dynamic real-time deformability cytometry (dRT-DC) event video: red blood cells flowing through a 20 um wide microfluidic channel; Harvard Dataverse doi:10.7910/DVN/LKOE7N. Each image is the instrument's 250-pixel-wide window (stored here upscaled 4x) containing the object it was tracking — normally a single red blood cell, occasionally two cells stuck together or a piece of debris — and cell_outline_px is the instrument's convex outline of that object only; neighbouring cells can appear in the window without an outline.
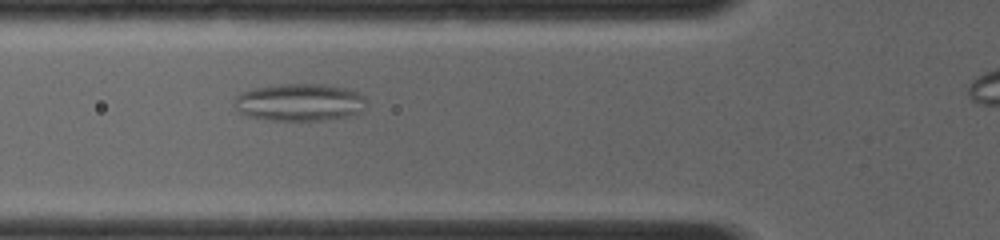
{"species": "common noctule bat (a hibernating species)", "species_latin": "Nyctalus noctula", "temperature_condition": "room temperature", "stored_images_in_passage": 25, "camera_frame_rate_fps": 4000, "um_per_image_px": 0.085, "animal": {"sex": "female", "body_mass_g": 19.0, "forearm_length_mm": 56.7}, "frame": {"image": 1, "passage_image": 4, "time_ms": 1.25, "image_size_px": [1000, 240], "cell_outline_px": [[364, 100], [360, 112], [348, 116], [320, 120], [272, 120], [248, 116], [240, 112], [232, 104], [232, 100], [240, 92], [256, 88], [280, 84], [320, 84], [348, 88], [364, 96]], "centroid_in_image_um": [25.4, 8.69], "position_along_channel_um": 100.4, "area_um2": 28.55}}
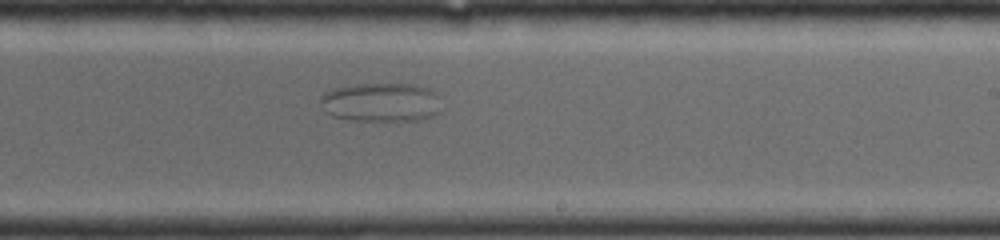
{"frame": {"image": 2, "passage_image": 13, "time_ms": 5.0, "image_size_px": [1000, 240], "cell_outline_px": [[440, 112], [432, 116], [420, 120], [352, 120], [332, 116], [328, 112], [320, 100], [320, 96], [324, 92], [336, 88], [356, 84], [416, 84], [428, 88], [436, 92]], "centroid_in_image_um": [32.41, 8.68], "position_along_channel_um": 256.6, "area_um2": 27.28}}
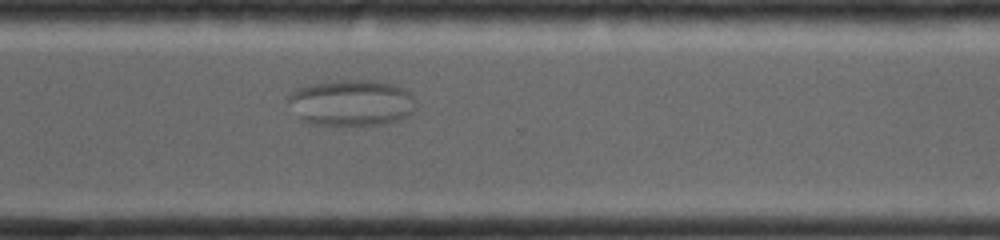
{"frame": {"image": 3, "passage_image": 18, "time_ms": 7.0, "image_size_px": [1000, 240], "cell_outline_px": [[412, 112], [408, 116], [400, 120], [388, 124], [312, 124], [304, 120], [300, 116], [288, 100], [288, 96], [296, 88], [308, 84], [332, 80], [368, 80], [396, 84], [404, 88], [412, 96]], "centroid_in_image_um": [29.88, 8.71], "position_along_channel_um": 340.7, "area_um2": 33.93}}